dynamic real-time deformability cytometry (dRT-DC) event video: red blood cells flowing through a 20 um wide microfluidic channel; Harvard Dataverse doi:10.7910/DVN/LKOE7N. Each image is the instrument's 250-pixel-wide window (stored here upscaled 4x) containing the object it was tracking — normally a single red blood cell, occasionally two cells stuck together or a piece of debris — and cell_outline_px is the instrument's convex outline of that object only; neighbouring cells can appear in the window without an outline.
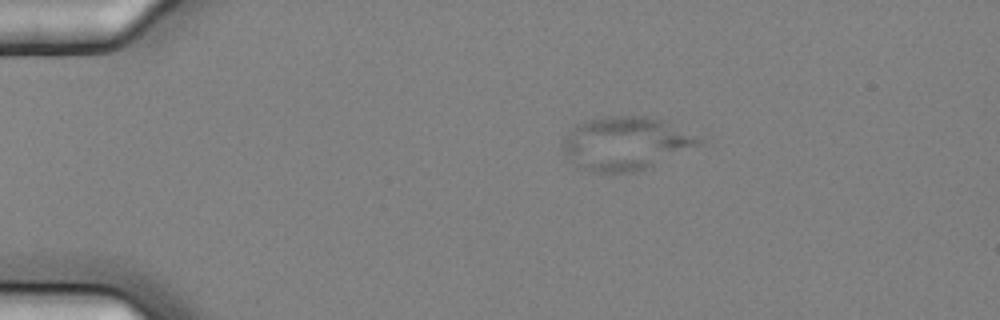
{"species": "common noctule bat (a hibernating species)", "species_latin": "Nyctalus noctula", "temperature_condition": "cold", "stored_images_in_passage": 4, "camera_frame_rate_fps": 3000, "um_per_image_px": 0.085, "animal": {"sex": "female", "body_mass_g": 25.1}, "frame": {"image": 1, "passage_image": 1, "time_ms": 0.0, "image_size_px": [1000, 320], "cell_outline_px": [[704, 140], [700, 144], [636, 172], [604, 176], [576, 168], [568, 160], [560, 148], [564, 136], [576, 124], [588, 120], [604, 116], [648, 116], [660, 120]], "centroid_in_image_um": [53.01, 12.24], "position_along_channel_um": 32.0, "area_um2": 42.54}}
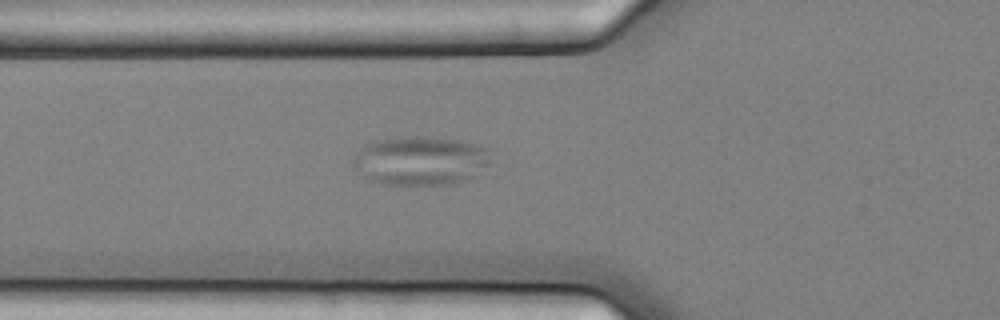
{"frame": {"image": 2, "passage_image": 4, "time_ms": 1.0, "image_size_px": [1000, 320], "cell_outline_px": [[496, 148], [488, 164], [472, 176], [464, 180], [448, 184], [384, 184], [368, 180], [352, 164], [352, 156], [364, 144], [380, 140], [416, 136], [424, 136], [456, 140]], "centroid_in_image_um": [35.77, 13.64], "position_along_channel_um": 90.0, "area_um2": 39.3}}